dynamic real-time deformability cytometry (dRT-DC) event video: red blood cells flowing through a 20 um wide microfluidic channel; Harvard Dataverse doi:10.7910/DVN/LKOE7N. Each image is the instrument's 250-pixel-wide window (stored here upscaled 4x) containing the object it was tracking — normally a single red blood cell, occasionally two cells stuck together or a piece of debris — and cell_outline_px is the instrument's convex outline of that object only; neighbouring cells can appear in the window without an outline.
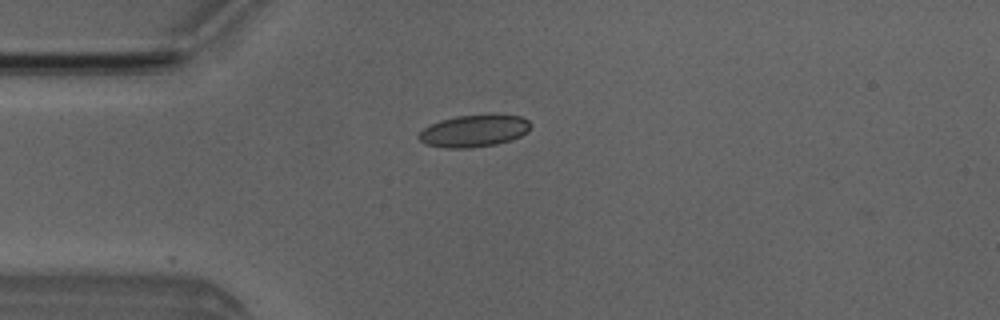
{"species": "Egyptian fruit bat (a non-hibernating species)", "species_latin": "Rousettus aegyptiacus", "temperature_condition": "room temperature", "stored_images_in_passage": 3, "camera_frame_rate_fps": 3000, "um_per_image_px": 0.085, "animal": {"sex": "male"}, "frame": {"image": 1, "passage_image": 3, "time_ms": 2.333, "image_size_px": [1000, 320], "cell_outline_px": [[532, 124], [528, 132], [520, 136], [496, 144], [468, 148], [448, 148], [424, 144], [416, 136], [424, 128], [440, 120], [456, 116], [488, 112], [496, 112], [520, 116], [528, 120]], "centroid_in_image_um": [40.33, 11.08], "position_along_channel_um": 44.7, "area_um2": 21.5}}